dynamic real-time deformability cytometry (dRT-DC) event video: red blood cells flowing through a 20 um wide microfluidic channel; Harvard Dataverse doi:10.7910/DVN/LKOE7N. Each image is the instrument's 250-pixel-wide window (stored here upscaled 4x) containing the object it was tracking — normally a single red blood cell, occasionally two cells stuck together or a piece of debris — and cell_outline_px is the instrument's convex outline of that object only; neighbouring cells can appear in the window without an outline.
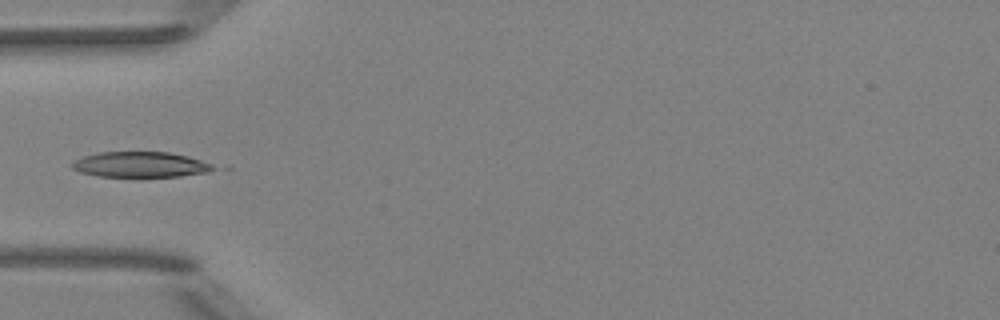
{"species": "Egyptian fruit bat (a non-hibernating species)", "species_latin": "Rousettus aegyptiacus", "temperature_condition": "room temperature", "stored_images_in_passage": 3, "camera_frame_rate_fps": 3000, "um_per_image_px": 0.085, "animal": {"sex": "female"}, "frame": {"image": 1, "passage_image": 2, "time_ms": 1.333, "image_size_px": [1000, 320], "cell_outline_px": [[216, 168], [208, 172], [180, 176], [96, 176], [80, 172], [72, 168], [72, 164], [76, 160], [84, 156], [100, 152], [168, 152], [188, 156], [212, 164]], "centroid_in_image_um": [11.94, 13.98], "position_along_channel_um": 73.1, "area_um2": 20.69}}
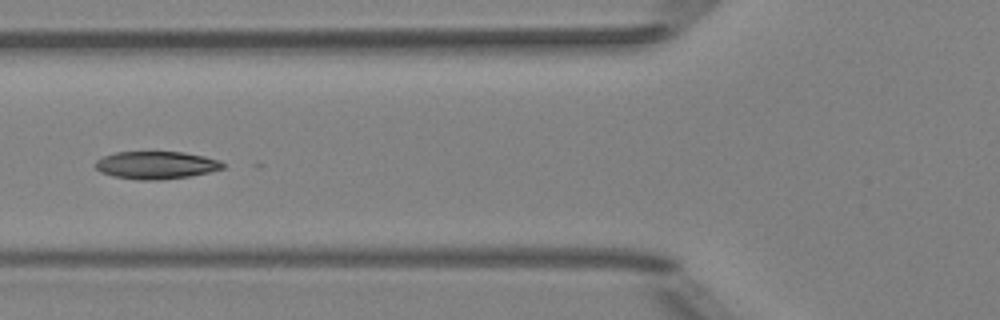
{"frame": {"image": 2, "passage_image": 3, "time_ms": 2.333, "image_size_px": [1000, 320], "cell_outline_px": [[224, 168], [208, 172], [188, 176], [160, 180], [140, 180], [112, 176], [100, 172], [96, 168], [96, 160], [104, 156], [116, 152], [184, 152], [204, 156], [220, 160], [224, 164]], "centroid_in_image_um": [13.27, 14.03], "position_along_channel_um": 112.5, "area_um2": 20.46}}